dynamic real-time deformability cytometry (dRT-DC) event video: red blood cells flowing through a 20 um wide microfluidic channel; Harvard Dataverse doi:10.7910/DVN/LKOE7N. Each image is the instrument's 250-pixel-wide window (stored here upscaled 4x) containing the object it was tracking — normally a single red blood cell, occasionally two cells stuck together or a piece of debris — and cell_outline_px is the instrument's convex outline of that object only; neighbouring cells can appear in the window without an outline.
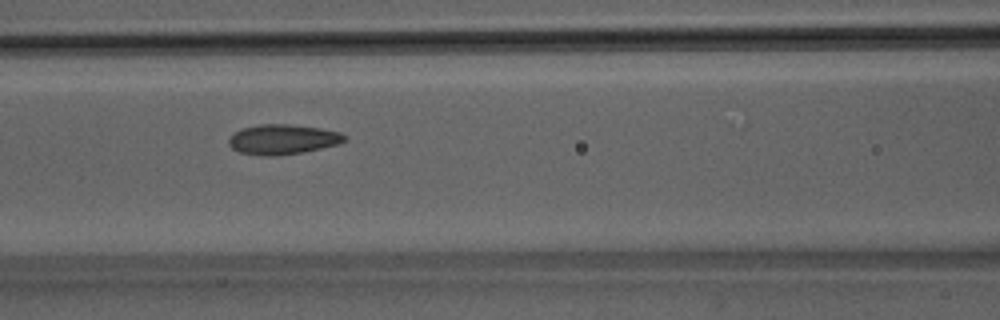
{"species": "Egyptian fruit bat (a non-hibernating species)", "species_latin": "Rousettus aegyptiacus", "temperature_condition": "room temperature", "stored_images_in_passage": 41, "camera_frame_rate_fps": 3000, "um_per_image_px": 0.085, "animal": {"sex": "male"}, "frame": {"image": 1, "passage_image": 18, "time_ms": 5.667, "image_size_px": [1000, 320], "cell_outline_px": [[348, 140], [340, 144], [300, 152], [276, 156], [260, 156], [240, 152], [232, 148], [228, 144], [228, 140], [236, 132], [244, 128], [260, 124], [288, 124], [320, 128], [340, 132], [348, 136]], "centroid_in_image_um": [24.07, 11.85], "position_along_channel_um": 142.5, "area_um2": 20.17}}
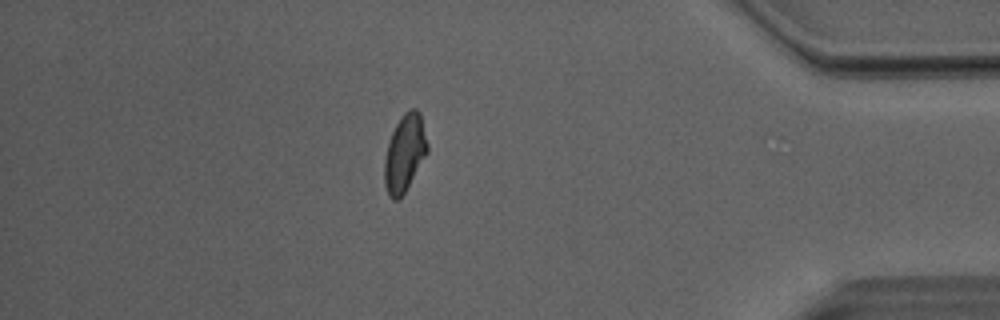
{"frame": {"image": 2, "passage_image": 40, "time_ms": 13.0, "image_size_px": [1000, 320], "cell_outline_px": [[428, 152], [404, 192], [396, 200], [392, 200], [388, 196], [384, 184], [384, 160], [388, 144], [392, 132], [396, 124], [404, 112], [408, 108], [416, 108], [420, 112], [428, 144]], "centroid_in_image_um": [34.39, 12.99], "position_along_channel_um": 400.8, "area_um2": 19.25}, "authors_computed_cell_mechanics": {"area_um2": 19.7676, "velocity_mm_per_s": 4.0544, "shape_relaxation_time_tau1_ms": null, "shape_relaxation_time_tau2_ms": 1.4425, "deformation_change_tau1": null, "deformation_change_tau2": 0.0839}}